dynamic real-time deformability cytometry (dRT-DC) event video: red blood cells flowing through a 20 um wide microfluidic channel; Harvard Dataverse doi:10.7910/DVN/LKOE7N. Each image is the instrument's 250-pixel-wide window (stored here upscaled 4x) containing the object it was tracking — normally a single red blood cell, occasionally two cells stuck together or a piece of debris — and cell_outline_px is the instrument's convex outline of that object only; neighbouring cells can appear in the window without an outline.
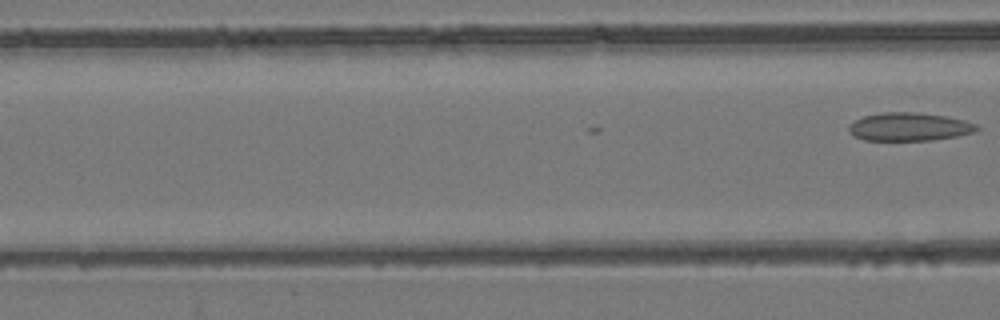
{"species": "common noctule bat (a hibernating species)", "species_latin": "Nyctalus noctula", "temperature_condition": "room temperature", "stored_images_in_passage": 19, "camera_frame_rate_fps": 3000, "um_per_image_px": 0.085, "animal": {"sex": "female", "body_mass_g": 24.6, "forearm_length_mm": 56.2}, "frame": {"image": 1, "passage_image": 19, "time_ms": 6.0, "image_size_px": [1000, 320], "cell_outline_px": [[980, 128], [976, 132], [956, 136], [932, 140], [864, 140], [848, 132], [848, 124], [864, 116], [884, 112], [916, 112], [944, 116], [964, 120], [976, 124]], "centroid_in_image_um": [77.29, 10.78], "position_along_channel_um": 89.3, "area_um2": 20.98}}